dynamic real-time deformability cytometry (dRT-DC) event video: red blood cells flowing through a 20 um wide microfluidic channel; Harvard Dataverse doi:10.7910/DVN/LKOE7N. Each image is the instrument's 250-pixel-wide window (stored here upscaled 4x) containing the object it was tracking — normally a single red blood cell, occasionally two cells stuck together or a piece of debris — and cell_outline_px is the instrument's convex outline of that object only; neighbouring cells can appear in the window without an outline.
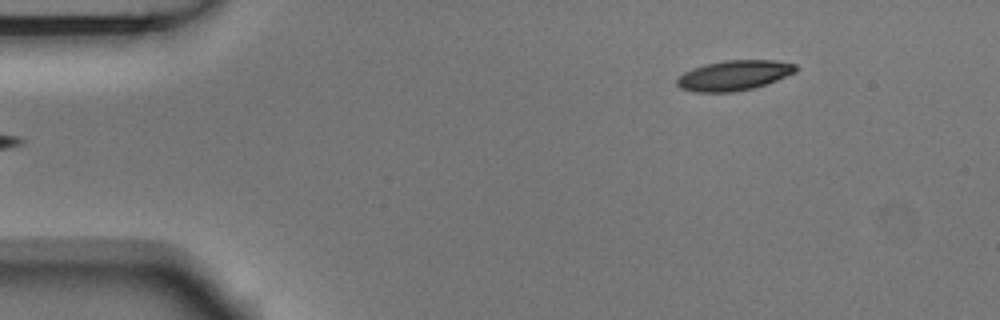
{"species": "Egyptian fruit bat (a non-hibernating species)", "species_latin": "Rousettus aegyptiacus", "temperature_condition": "room temperature", "stored_images_in_passage": 3, "camera_frame_rate_fps": 3000, "um_per_image_px": 0.085, "animal": {"sex": "male"}, "frame": {"image": 1, "passage_image": 1, "time_ms": 0.0, "image_size_px": [1000, 320], "cell_outline_px": [[796, 72], [756, 88], [732, 92], [692, 92], [680, 88], [676, 84], [676, 80], [684, 72], [692, 68], [704, 64], [728, 60], [776, 60], [796, 64]], "centroid_in_image_um": [62.37, 6.41], "position_along_channel_um": 22.6, "area_um2": 20.92}}